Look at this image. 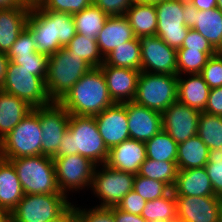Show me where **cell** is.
<instances>
[{
  "label": "cell",
  "mask_w": 222,
  "mask_h": 222,
  "mask_svg": "<svg viewBox=\"0 0 222 222\" xmlns=\"http://www.w3.org/2000/svg\"><path fill=\"white\" fill-rule=\"evenodd\" d=\"M75 208L76 222H116L114 218V207Z\"/></svg>",
  "instance_id": "cell-41"
},
{
  "label": "cell",
  "mask_w": 222,
  "mask_h": 222,
  "mask_svg": "<svg viewBox=\"0 0 222 222\" xmlns=\"http://www.w3.org/2000/svg\"><path fill=\"white\" fill-rule=\"evenodd\" d=\"M201 75L210 89L222 87V52H217L209 58Z\"/></svg>",
  "instance_id": "cell-44"
},
{
  "label": "cell",
  "mask_w": 222,
  "mask_h": 222,
  "mask_svg": "<svg viewBox=\"0 0 222 222\" xmlns=\"http://www.w3.org/2000/svg\"><path fill=\"white\" fill-rule=\"evenodd\" d=\"M53 160L58 187L63 194L68 196L69 191L89 190L97 166L95 163L79 154Z\"/></svg>",
  "instance_id": "cell-11"
},
{
  "label": "cell",
  "mask_w": 222,
  "mask_h": 222,
  "mask_svg": "<svg viewBox=\"0 0 222 222\" xmlns=\"http://www.w3.org/2000/svg\"><path fill=\"white\" fill-rule=\"evenodd\" d=\"M146 203L147 201H145L139 194H137L134 190H131L122 198L116 207L130 214L141 215Z\"/></svg>",
  "instance_id": "cell-48"
},
{
  "label": "cell",
  "mask_w": 222,
  "mask_h": 222,
  "mask_svg": "<svg viewBox=\"0 0 222 222\" xmlns=\"http://www.w3.org/2000/svg\"><path fill=\"white\" fill-rule=\"evenodd\" d=\"M177 93V75L141 71L133 101L163 113L173 102L177 101Z\"/></svg>",
  "instance_id": "cell-6"
},
{
  "label": "cell",
  "mask_w": 222,
  "mask_h": 222,
  "mask_svg": "<svg viewBox=\"0 0 222 222\" xmlns=\"http://www.w3.org/2000/svg\"><path fill=\"white\" fill-rule=\"evenodd\" d=\"M209 148L196 135L178 144L177 167L178 170L205 167L208 162Z\"/></svg>",
  "instance_id": "cell-29"
},
{
  "label": "cell",
  "mask_w": 222,
  "mask_h": 222,
  "mask_svg": "<svg viewBox=\"0 0 222 222\" xmlns=\"http://www.w3.org/2000/svg\"><path fill=\"white\" fill-rule=\"evenodd\" d=\"M90 69L86 61L71 55L65 47L50 55L45 84L51 101L59 102Z\"/></svg>",
  "instance_id": "cell-3"
},
{
  "label": "cell",
  "mask_w": 222,
  "mask_h": 222,
  "mask_svg": "<svg viewBox=\"0 0 222 222\" xmlns=\"http://www.w3.org/2000/svg\"><path fill=\"white\" fill-rule=\"evenodd\" d=\"M0 222H13L12 212L0 209Z\"/></svg>",
  "instance_id": "cell-56"
},
{
  "label": "cell",
  "mask_w": 222,
  "mask_h": 222,
  "mask_svg": "<svg viewBox=\"0 0 222 222\" xmlns=\"http://www.w3.org/2000/svg\"><path fill=\"white\" fill-rule=\"evenodd\" d=\"M94 118L98 131L109 150L130 139L125 103H114Z\"/></svg>",
  "instance_id": "cell-15"
},
{
  "label": "cell",
  "mask_w": 222,
  "mask_h": 222,
  "mask_svg": "<svg viewBox=\"0 0 222 222\" xmlns=\"http://www.w3.org/2000/svg\"><path fill=\"white\" fill-rule=\"evenodd\" d=\"M157 15V32L168 46L178 50L188 34L187 0H162L155 3Z\"/></svg>",
  "instance_id": "cell-8"
},
{
  "label": "cell",
  "mask_w": 222,
  "mask_h": 222,
  "mask_svg": "<svg viewBox=\"0 0 222 222\" xmlns=\"http://www.w3.org/2000/svg\"><path fill=\"white\" fill-rule=\"evenodd\" d=\"M49 222H76L75 208L73 204L60 217Z\"/></svg>",
  "instance_id": "cell-52"
},
{
  "label": "cell",
  "mask_w": 222,
  "mask_h": 222,
  "mask_svg": "<svg viewBox=\"0 0 222 222\" xmlns=\"http://www.w3.org/2000/svg\"><path fill=\"white\" fill-rule=\"evenodd\" d=\"M145 144L147 158L156 161H177L178 144L165 130H160Z\"/></svg>",
  "instance_id": "cell-34"
},
{
  "label": "cell",
  "mask_w": 222,
  "mask_h": 222,
  "mask_svg": "<svg viewBox=\"0 0 222 222\" xmlns=\"http://www.w3.org/2000/svg\"><path fill=\"white\" fill-rule=\"evenodd\" d=\"M124 16L136 38L156 35L158 20L154 3L134 2Z\"/></svg>",
  "instance_id": "cell-28"
},
{
  "label": "cell",
  "mask_w": 222,
  "mask_h": 222,
  "mask_svg": "<svg viewBox=\"0 0 222 222\" xmlns=\"http://www.w3.org/2000/svg\"><path fill=\"white\" fill-rule=\"evenodd\" d=\"M189 8L195 10H211L217 8V0H187Z\"/></svg>",
  "instance_id": "cell-51"
},
{
  "label": "cell",
  "mask_w": 222,
  "mask_h": 222,
  "mask_svg": "<svg viewBox=\"0 0 222 222\" xmlns=\"http://www.w3.org/2000/svg\"><path fill=\"white\" fill-rule=\"evenodd\" d=\"M14 63L21 65L22 68L31 70L33 75L46 78L48 69V56L41 53H31L30 55L19 56Z\"/></svg>",
  "instance_id": "cell-43"
},
{
  "label": "cell",
  "mask_w": 222,
  "mask_h": 222,
  "mask_svg": "<svg viewBox=\"0 0 222 222\" xmlns=\"http://www.w3.org/2000/svg\"><path fill=\"white\" fill-rule=\"evenodd\" d=\"M172 190L175 196H215L205 167L178 170Z\"/></svg>",
  "instance_id": "cell-23"
},
{
  "label": "cell",
  "mask_w": 222,
  "mask_h": 222,
  "mask_svg": "<svg viewBox=\"0 0 222 222\" xmlns=\"http://www.w3.org/2000/svg\"><path fill=\"white\" fill-rule=\"evenodd\" d=\"M24 191L13 164L0 157V209L12 212Z\"/></svg>",
  "instance_id": "cell-26"
},
{
  "label": "cell",
  "mask_w": 222,
  "mask_h": 222,
  "mask_svg": "<svg viewBox=\"0 0 222 222\" xmlns=\"http://www.w3.org/2000/svg\"><path fill=\"white\" fill-rule=\"evenodd\" d=\"M36 52V42L32 34L25 28L8 51L7 57L10 61H14L19 56L30 55Z\"/></svg>",
  "instance_id": "cell-45"
},
{
  "label": "cell",
  "mask_w": 222,
  "mask_h": 222,
  "mask_svg": "<svg viewBox=\"0 0 222 222\" xmlns=\"http://www.w3.org/2000/svg\"><path fill=\"white\" fill-rule=\"evenodd\" d=\"M134 179L133 173L119 171L106 164L97 165L92 178V189L90 188L94 196L101 200L96 206L108 208L117 206L122 198L133 190Z\"/></svg>",
  "instance_id": "cell-10"
},
{
  "label": "cell",
  "mask_w": 222,
  "mask_h": 222,
  "mask_svg": "<svg viewBox=\"0 0 222 222\" xmlns=\"http://www.w3.org/2000/svg\"><path fill=\"white\" fill-rule=\"evenodd\" d=\"M114 218L116 222H148L140 215L124 212L114 206Z\"/></svg>",
  "instance_id": "cell-50"
},
{
  "label": "cell",
  "mask_w": 222,
  "mask_h": 222,
  "mask_svg": "<svg viewBox=\"0 0 222 222\" xmlns=\"http://www.w3.org/2000/svg\"><path fill=\"white\" fill-rule=\"evenodd\" d=\"M74 154L88 158L96 165L106 164L109 149L98 131L94 116L70 115L68 128L52 159Z\"/></svg>",
  "instance_id": "cell-1"
},
{
  "label": "cell",
  "mask_w": 222,
  "mask_h": 222,
  "mask_svg": "<svg viewBox=\"0 0 222 222\" xmlns=\"http://www.w3.org/2000/svg\"><path fill=\"white\" fill-rule=\"evenodd\" d=\"M65 48L71 55L80 57L92 68L100 67L104 63V58L100 54L96 38H89L76 33Z\"/></svg>",
  "instance_id": "cell-36"
},
{
  "label": "cell",
  "mask_w": 222,
  "mask_h": 222,
  "mask_svg": "<svg viewBox=\"0 0 222 222\" xmlns=\"http://www.w3.org/2000/svg\"><path fill=\"white\" fill-rule=\"evenodd\" d=\"M141 46V71L177 75V50L157 35L138 38Z\"/></svg>",
  "instance_id": "cell-12"
},
{
  "label": "cell",
  "mask_w": 222,
  "mask_h": 222,
  "mask_svg": "<svg viewBox=\"0 0 222 222\" xmlns=\"http://www.w3.org/2000/svg\"><path fill=\"white\" fill-rule=\"evenodd\" d=\"M200 111L178 100L162 113V129L179 144L197 135Z\"/></svg>",
  "instance_id": "cell-14"
},
{
  "label": "cell",
  "mask_w": 222,
  "mask_h": 222,
  "mask_svg": "<svg viewBox=\"0 0 222 222\" xmlns=\"http://www.w3.org/2000/svg\"><path fill=\"white\" fill-rule=\"evenodd\" d=\"M21 4L17 0H0V8L18 7Z\"/></svg>",
  "instance_id": "cell-54"
},
{
  "label": "cell",
  "mask_w": 222,
  "mask_h": 222,
  "mask_svg": "<svg viewBox=\"0 0 222 222\" xmlns=\"http://www.w3.org/2000/svg\"><path fill=\"white\" fill-rule=\"evenodd\" d=\"M51 32L53 33V54L67 44L76 35L73 15L66 12L50 11Z\"/></svg>",
  "instance_id": "cell-32"
},
{
  "label": "cell",
  "mask_w": 222,
  "mask_h": 222,
  "mask_svg": "<svg viewBox=\"0 0 222 222\" xmlns=\"http://www.w3.org/2000/svg\"><path fill=\"white\" fill-rule=\"evenodd\" d=\"M46 78L33 75L31 70L9 61L5 80L0 90L19 97L31 107H42L52 103L45 84Z\"/></svg>",
  "instance_id": "cell-7"
},
{
  "label": "cell",
  "mask_w": 222,
  "mask_h": 222,
  "mask_svg": "<svg viewBox=\"0 0 222 222\" xmlns=\"http://www.w3.org/2000/svg\"><path fill=\"white\" fill-rule=\"evenodd\" d=\"M217 8L222 11V0H217Z\"/></svg>",
  "instance_id": "cell-59"
},
{
  "label": "cell",
  "mask_w": 222,
  "mask_h": 222,
  "mask_svg": "<svg viewBox=\"0 0 222 222\" xmlns=\"http://www.w3.org/2000/svg\"><path fill=\"white\" fill-rule=\"evenodd\" d=\"M215 196L222 198V148L209 149L208 162L205 165Z\"/></svg>",
  "instance_id": "cell-40"
},
{
  "label": "cell",
  "mask_w": 222,
  "mask_h": 222,
  "mask_svg": "<svg viewBox=\"0 0 222 222\" xmlns=\"http://www.w3.org/2000/svg\"><path fill=\"white\" fill-rule=\"evenodd\" d=\"M133 190L145 201L163 197L171 191L164 182L142 177L138 174L135 175Z\"/></svg>",
  "instance_id": "cell-39"
},
{
  "label": "cell",
  "mask_w": 222,
  "mask_h": 222,
  "mask_svg": "<svg viewBox=\"0 0 222 222\" xmlns=\"http://www.w3.org/2000/svg\"><path fill=\"white\" fill-rule=\"evenodd\" d=\"M203 112L222 116V87L210 89L207 104Z\"/></svg>",
  "instance_id": "cell-49"
},
{
  "label": "cell",
  "mask_w": 222,
  "mask_h": 222,
  "mask_svg": "<svg viewBox=\"0 0 222 222\" xmlns=\"http://www.w3.org/2000/svg\"><path fill=\"white\" fill-rule=\"evenodd\" d=\"M25 28L32 34L38 53L48 57L53 54V33L49 10H44L40 6L31 8Z\"/></svg>",
  "instance_id": "cell-24"
},
{
  "label": "cell",
  "mask_w": 222,
  "mask_h": 222,
  "mask_svg": "<svg viewBox=\"0 0 222 222\" xmlns=\"http://www.w3.org/2000/svg\"><path fill=\"white\" fill-rule=\"evenodd\" d=\"M109 16L92 4L79 13L73 14L76 33L89 38H97Z\"/></svg>",
  "instance_id": "cell-31"
},
{
  "label": "cell",
  "mask_w": 222,
  "mask_h": 222,
  "mask_svg": "<svg viewBox=\"0 0 222 222\" xmlns=\"http://www.w3.org/2000/svg\"><path fill=\"white\" fill-rule=\"evenodd\" d=\"M114 103H126L134 100L138 78L141 71L129 68L114 67L103 63L100 66Z\"/></svg>",
  "instance_id": "cell-18"
},
{
  "label": "cell",
  "mask_w": 222,
  "mask_h": 222,
  "mask_svg": "<svg viewBox=\"0 0 222 222\" xmlns=\"http://www.w3.org/2000/svg\"><path fill=\"white\" fill-rule=\"evenodd\" d=\"M32 110L33 107L24 100L0 90V140Z\"/></svg>",
  "instance_id": "cell-27"
},
{
  "label": "cell",
  "mask_w": 222,
  "mask_h": 222,
  "mask_svg": "<svg viewBox=\"0 0 222 222\" xmlns=\"http://www.w3.org/2000/svg\"><path fill=\"white\" fill-rule=\"evenodd\" d=\"M9 161L16 170L24 194H63L58 187L52 157L38 155Z\"/></svg>",
  "instance_id": "cell-4"
},
{
  "label": "cell",
  "mask_w": 222,
  "mask_h": 222,
  "mask_svg": "<svg viewBox=\"0 0 222 222\" xmlns=\"http://www.w3.org/2000/svg\"><path fill=\"white\" fill-rule=\"evenodd\" d=\"M104 63L114 67L141 71V46L138 38L117 46L104 57Z\"/></svg>",
  "instance_id": "cell-30"
},
{
  "label": "cell",
  "mask_w": 222,
  "mask_h": 222,
  "mask_svg": "<svg viewBox=\"0 0 222 222\" xmlns=\"http://www.w3.org/2000/svg\"><path fill=\"white\" fill-rule=\"evenodd\" d=\"M177 173V162L156 161L146 158L138 175L164 182L172 190L176 183Z\"/></svg>",
  "instance_id": "cell-35"
},
{
  "label": "cell",
  "mask_w": 222,
  "mask_h": 222,
  "mask_svg": "<svg viewBox=\"0 0 222 222\" xmlns=\"http://www.w3.org/2000/svg\"><path fill=\"white\" fill-rule=\"evenodd\" d=\"M9 61L10 60L7 57V54L0 52V88L2 87V85L4 83Z\"/></svg>",
  "instance_id": "cell-53"
},
{
  "label": "cell",
  "mask_w": 222,
  "mask_h": 222,
  "mask_svg": "<svg viewBox=\"0 0 222 222\" xmlns=\"http://www.w3.org/2000/svg\"><path fill=\"white\" fill-rule=\"evenodd\" d=\"M217 52L177 50V75L201 74L209 58Z\"/></svg>",
  "instance_id": "cell-38"
},
{
  "label": "cell",
  "mask_w": 222,
  "mask_h": 222,
  "mask_svg": "<svg viewBox=\"0 0 222 222\" xmlns=\"http://www.w3.org/2000/svg\"><path fill=\"white\" fill-rule=\"evenodd\" d=\"M133 3V0H93L108 16H124Z\"/></svg>",
  "instance_id": "cell-47"
},
{
  "label": "cell",
  "mask_w": 222,
  "mask_h": 222,
  "mask_svg": "<svg viewBox=\"0 0 222 222\" xmlns=\"http://www.w3.org/2000/svg\"><path fill=\"white\" fill-rule=\"evenodd\" d=\"M188 26L206 38L217 52H222V11L220 9L189 8Z\"/></svg>",
  "instance_id": "cell-20"
},
{
  "label": "cell",
  "mask_w": 222,
  "mask_h": 222,
  "mask_svg": "<svg viewBox=\"0 0 222 222\" xmlns=\"http://www.w3.org/2000/svg\"><path fill=\"white\" fill-rule=\"evenodd\" d=\"M72 204L65 194H24L12 211L13 222H49Z\"/></svg>",
  "instance_id": "cell-9"
},
{
  "label": "cell",
  "mask_w": 222,
  "mask_h": 222,
  "mask_svg": "<svg viewBox=\"0 0 222 222\" xmlns=\"http://www.w3.org/2000/svg\"><path fill=\"white\" fill-rule=\"evenodd\" d=\"M125 107L130 139L146 142L162 130V113L134 101L126 102Z\"/></svg>",
  "instance_id": "cell-17"
},
{
  "label": "cell",
  "mask_w": 222,
  "mask_h": 222,
  "mask_svg": "<svg viewBox=\"0 0 222 222\" xmlns=\"http://www.w3.org/2000/svg\"><path fill=\"white\" fill-rule=\"evenodd\" d=\"M197 135L209 149H221L222 116L200 112Z\"/></svg>",
  "instance_id": "cell-37"
},
{
  "label": "cell",
  "mask_w": 222,
  "mask_h": 222,
  "mask_svg": "<svg viewBox=\"0 0 222 222\" xmlns=\"http://www.w3.org/2000/svg\"><path fill=\"white\" fill-rule=\"evenodd\" d=\"M70 115L95 116L113 105L100 67L92 68L59 101Z\"/></svg>",
  "instance_id": "cell-2"
},
{
  "label": "cell",
  "mask_w": 222,
  "mask_h": 222,
  "mask_svg": "<svg viewBox=\"0 0 222 222\" xmlns=\"http://www.w3.org/2000/svg\"><path fill=\"white\" fill-rule=\"evenodd\" d=\"M70 114L59 102L39 107L42 131V155L53 157L60 146L64 132L68 128Z\"/></svg>",
  "instance_id": "cell-13"
},
{
  "label": "cell",
  "mask_w": 222,
  "mask_h": 222,
  "mask_svg": "<svg viewBox=\"0 0 222 222\" xmlns=\"http://www.w3.org/2000/svg\"><path fill=\"white\" fill-rule=\"evenodd\" d=\"M184 77V78H183ZM177 100L200 112L205 110L210 88L201 74L177 75Z\"/></svg>",
  "instance_id": "cell-25"
},
{
  "label": "cell",
  "mask_w": 222,
  "mask_h": 222,
  "mask_svg": "<svg viewBox=\"0 0 222 222\" xmlns=\"http://www.w3.org/2000/svg\"><path fill=\"white\" fill-rule=\"evenodd\" d=\"M30 10L31 8L25 5L0 8V52L8 53L25 29Z\"/></svg>",
  "instance_id": "cell-22"
},
{
  "label": "cell",
  "mask_w": 222,
  "mask_h": 222,
  "mask_svg": "<svg viewBox=\"0 0 222 222\" xmlns=\"http://www.w3.org/2000/svg\"><path fill=\"white\" fill-rule=\"evenodd\" d=\"M165 222H181L178 218H175V219H172V220H169V221H165Z\"/></svg>",
  "instance_id": "cell-60"
},
{
  "label": "cell",
  "mask_w": 222,
  "mask_h": 222,
  "mask_svg": "<svg viewBox=\"0 0 222 222\" xmlns=\"http://www.w3.org/2000/svg\"><path fill=\"white\" fill-rule=\"evenodd\" d=\"M181 222H218L222 198L218 196H175Z\"/></svg>",
  "instance_id": "cell-16"
},
{
  "label": "cell",
  "mask_w": 222,
  "mask_h": 222,
  "mask_svg": "<svg viewBox=\"0 0 222 222\" xmlns=\"http://www.w3.org/2000/svg\"><path fill=\"white\" fill-rule=\"evenodd\" d=\"M21 5H25L29 8L38 7L42 3V0H17Z\"/></svg>",
  "instance_id": "cell-55"
},
{
  "label": "cell",
  "mask_w": 222,
  "mask_h": 222,
  "mask_svg": "<svg viewBox=\"0 0 222 222\" xmlns=\"http://www.w3.org/2000/svg\"><path fill=\"white\" fill-rule=\"evenodd\" d=\"M135 35L125 16H109L96 38L100 54L103 58L117 46L133 40Z\"/></svg>",
  "instance_id": "cell-21"
},
{
  "label": "cell",
  "mask_w": 222,
  "mask_h": 222,
  "mask_svg": "<svg viewBox=\"0 0 222 222\" xmlns=\"http://www.w3.org/2000/svg\"><path fill=\"white\" fill-rule=\"evenodd\" d=\"M218 222H222V200H221V204H220V207H219V219H218Z\"/></svg>",
  "instance_id": "cell-58"
},
{
  "label": "cell",
  "mask_w": 222,
  "mask_h": 222,
  "mask_svg": "<svg viewBox=\"0 0 222 222\" xmlns=\"http://www.w3.org/2000/svg\"><path fill=\"white\" fill-rule=\"evenodd\" d=\"M140 216L148 222H165L177 218L174 191L171 190L163 197L147 201Z\"/></svg>",
  "instance_id": "cell-33"
},
{
  "label": "cell",
  "mask_w": 222,
  "mask_h": 222,
  "mask_svg": "<svg viewBox=\"0 0 222 222\" xmlns=\"http://www.w3.org/2000/svg\"><path fill=\"white\" fill-rule=\"evenodd\" d=\"M41 138L39 107H36L0 140V157L11 160L42 155Z\"/></svg>",
  "instance_id": "cell-5"
},
{
  "label": "cell",
  "mask_w": 222,
  "mask_h": 222,
  "mask_svg": "<svg viewBox=\"0 0 222 222\" xmlns=\"http://www.w3.org/2000/svg\"><path fill=\"white\" fill-rule=\"evenodd\" d=\"M93 4V0H42L44 10L76 14Z\"/></svg>",
  "instance_id": "cell-42"
},
{
  "label": "cell",
  "mask_w": 222,
  "mask_h": 222,
  "mask_svg": "<svg viewBox=\"0 0 222 222\" xmlns=\"http://www.w3.org/2000/svg\"><path fill=\"white\" fill-rule=\"evenodd\" d=\"M162 0H133V2H144V3H157L160 2Z\"/></svg>",
  "instance_id": "cell-57"
},
{
  "label": "cell",
  "mask_w": 222,
  "mask_h": 222,
  "mask_svg": "<svg viewBox=\"0 0 222 222\" xmlns=\"http://www.w3.org/2000/svg\"><path fill=\"white\" fill-rule=\"evenodd\" d=\"M178 50H198L201 52H217L206 38L193 28H189L188 34Z\"/></svg>",
  "instance_id": "cell-46"
},
{
  "label": "cell",
  "mask_w": 222,
  "mask_h": 222,
  "mask_svg": "<svg viewBox=\"0 0 222 222\" xmlns=\"http://www.w3.org/2000/svg\"><path fill=\"white\" fill-rule=\"evenodd\" d=\"M146 158L145 142L128 139L109 150L106 165L110 168L136 175Z\"/></svg>",
  "instance_id": "cell-19"
}]
</instances>
